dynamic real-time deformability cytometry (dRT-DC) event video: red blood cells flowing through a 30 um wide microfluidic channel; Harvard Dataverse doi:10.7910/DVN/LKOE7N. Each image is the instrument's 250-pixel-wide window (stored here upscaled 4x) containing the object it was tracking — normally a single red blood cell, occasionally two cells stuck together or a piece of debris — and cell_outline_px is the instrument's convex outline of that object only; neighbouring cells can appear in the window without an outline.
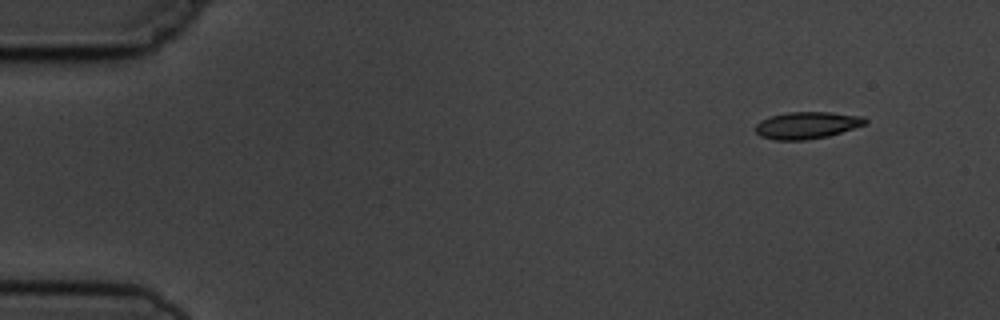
{"species": "common noctule bat (a hibernating species)", "species_latin": "Nyctalus noctula", "temperature_condition": "cold", "stored_images_in_passage": 4, "camera_frame_rate_fps": 3000, "um_per_image_px": 0.085, "animal": {"sex": "male", "body_mass_g": 19.5, "forearm_length_mm": 54.6}, "frame": {"image": 1, "passage_image": 1, "time_ms": 0.0, "image_size_px": [1000, 320], "cell_outline_px": [[868, 120], [864, 124], [828, 136], [804, 140], [776, 140], [760, 136], [756, 132], [756, 124], [760, 120], [772, 116], [788, 112], [832, 112], [864, 116]], "centroid_in_image_um": [68.58, 10.64], "position_along_channel_um": 16.4, "area_um2": 17.11}}
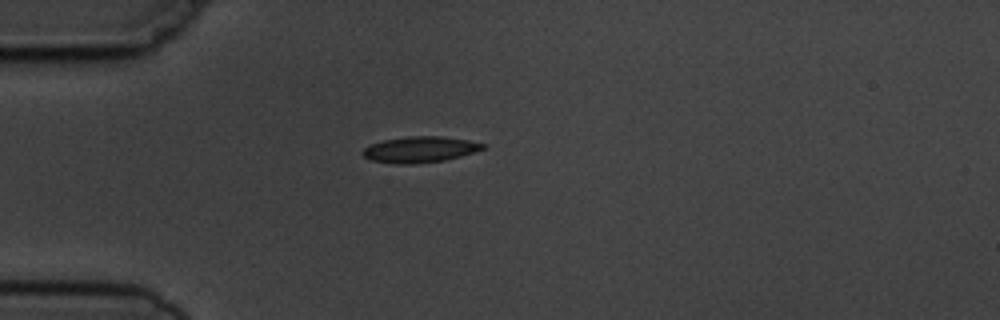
{"frame": {"image": 2, "passage_image": 4, "time_ms": 3.333, "image_size_px": [1000, 320], "cell_outline_px": [[488, 144], [484, 148], [460, 156], [444, 160], [416, 164], [396, 164], [372, 160], [364, 156], [360, 152], [364, 148], [372, 144], [384, 140], [408, 136], [440, 136], [468, 140]], "centroid_in_image_um": [35.69, 12.7], "position_along_channel_um": 49.3, "area_um2": 18.09}}